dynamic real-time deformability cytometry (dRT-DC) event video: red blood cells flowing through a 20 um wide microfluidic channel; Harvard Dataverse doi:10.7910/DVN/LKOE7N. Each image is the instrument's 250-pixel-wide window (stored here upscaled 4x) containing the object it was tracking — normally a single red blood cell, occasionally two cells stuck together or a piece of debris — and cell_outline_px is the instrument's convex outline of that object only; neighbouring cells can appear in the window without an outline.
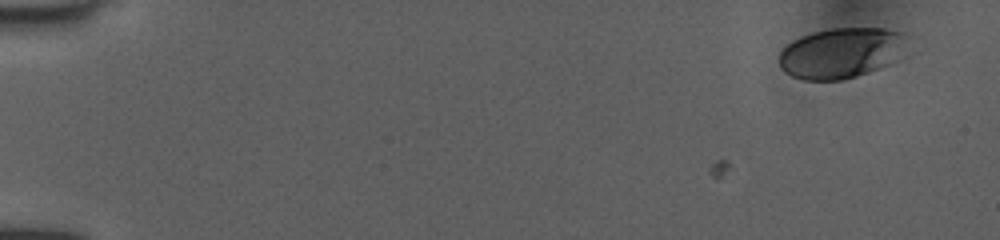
{"species": "human", "species_latin": "Homo sapiens", "temperature_condition": "room temperature", "stored_images_in_passage": 2, "camera_frame_rate_fps": 3000, "um_per_image_px": 0.085, "donor": {"sex": "female"}, "frame": {"image": 1, "passage_image": 2, "time_ms": 0.333, "image_size_px": [1000, 240], "cell_outline_px": [[912, 36], [888, 64], [856, 76], [844, 80], [800, 80], [784, 72], [780, 68], [780, 52], [792, 40], [812, 32], [832, 28], [884, 28], [908, 32]], "centroid_in_image_um": [71.48, 4.48], "position_along_channel_um": 13.5, "area_um2": 37.63}}